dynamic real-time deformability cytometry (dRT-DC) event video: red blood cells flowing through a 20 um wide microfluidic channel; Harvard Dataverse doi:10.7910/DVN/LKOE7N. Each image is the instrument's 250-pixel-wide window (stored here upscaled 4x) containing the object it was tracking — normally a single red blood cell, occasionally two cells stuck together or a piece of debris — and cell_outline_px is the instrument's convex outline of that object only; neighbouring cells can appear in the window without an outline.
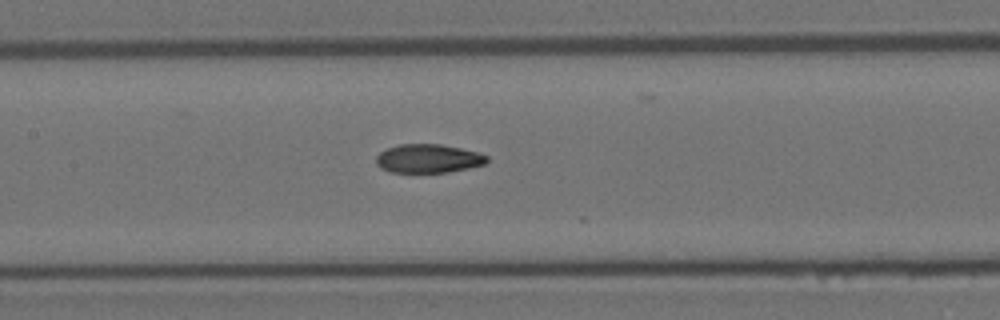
{"species": "Egyptian fruit bat (a non-hibernating species)", "species_latin": "Rousettus aegyptiacus", "temperature_condition": "room temperature", "stored_images_in_passage": 7, "camera_frame_rate_fps": 3000, "um_per_image_px": 0.085, "animal": {"sex": "female"}, "frame": {"image": 1, "passage_image": 7, "time_ms": 2.0, "image_size_px": [1000, 320], "cell_outline_px": [[488, 160], [484, 164], [468, 168], [448, 172], [388, 172], [380, 168], [376, 164], [376, 156], [380, 152], [388, 148], [400, 144], [440, 144], [460, 148], [476, 152], [488, 156]], "centroid_in_image_um": [36.37, 13.48], "position_along_channel_um": 171.0, "area_um2": 18.44}}